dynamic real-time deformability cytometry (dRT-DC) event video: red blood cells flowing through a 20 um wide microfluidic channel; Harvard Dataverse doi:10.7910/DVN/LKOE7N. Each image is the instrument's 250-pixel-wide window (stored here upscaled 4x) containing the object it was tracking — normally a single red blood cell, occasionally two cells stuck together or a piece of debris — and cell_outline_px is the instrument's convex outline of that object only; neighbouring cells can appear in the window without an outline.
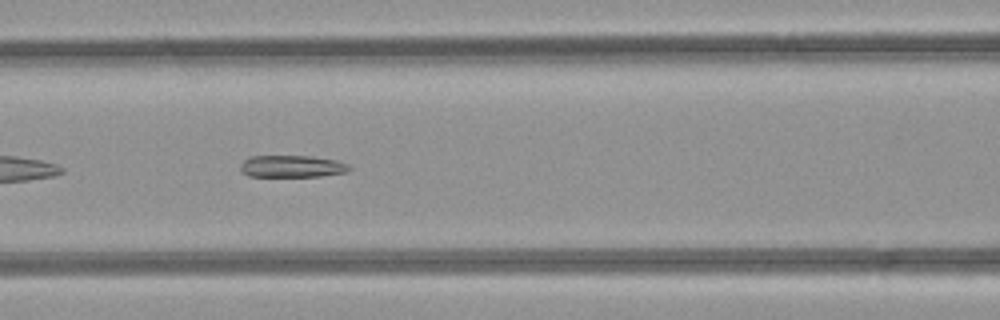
{"species": "common noctule bat (a hibernating species)", "species_latin": "Nyctalus noctula", "temperature_condition": "room temperature", "stored_images_in_passage": 35, "camera_frame_rate_fps": 3000, "um_per_image_px": 0.085, "animal": {"sex": "female", "body_mass_g": 21.9}, "frame": {"image": 1, "passage_image": 7, "time_ms": 2.0, "image_size_px": [1000, 320], "cell_outline_px": [[352, 168], [348, 172], [320, 176], [248, 176], [240, 172], [240, 164], [248, 156], [312, 156], [336, 160], [348, 164]], "centroid_in_image_um": [24.8, 14.13], "position_along_channel_um": 141.8, "area_um2": 14.1}}
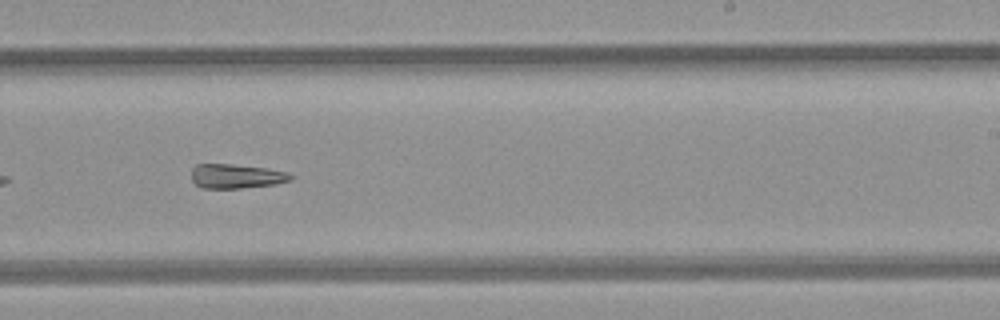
{"frame": {"image": 2, "passage_image": 16, "time_ms": 5.0, "image_size_px": [1000, 320], "cell_outline_px": [[292, 180], [276, 184], [240, 188], [200, 188], [192, 180], [192, 168], [196, 164], [232, 164], [268, 168], [288, 172], [292, 176]], "centroid_in_image_um": [20.08, 14.97], "position_along_channel_um": 268.9, "area_um2": 14.16}}
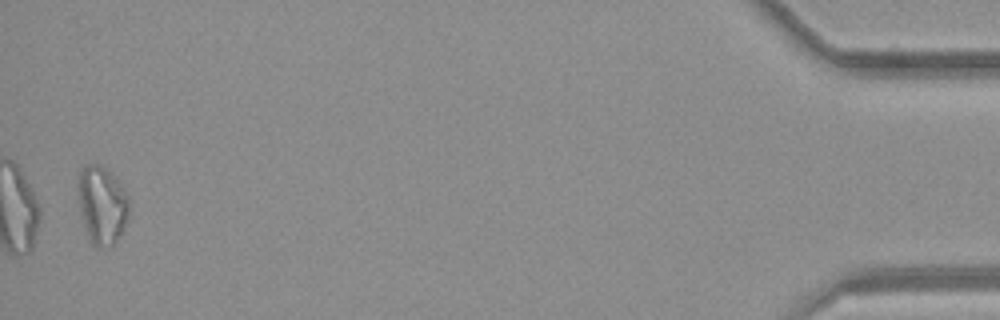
{"frame": {"image": 3, "passage_image": 34, "time_ms": 11.0, "image_size_px": [1000, 320], "cell_outline_px": [[128, 220], [124, 228], [112, 244], [100, 248], [96, 248], [92, 244], [88, 236], [80, 216], [76, 184], [80, 168], [88, 164], [96, 164], [104, 168], [120, 184], [128, 196]], "centroid_in_image_um": [8.62, 17.42], "position_along_channel_um": 426.6, "area_um2": 23.24}, "authors_computed_cell_mechanics": {"area_um2": 15.7794, "velocity_mm_per_s": 4.2453, "shape_relaxation_time_tau1_ms": 7.2457, "shape_relaxation_time_tau2_ms": null, "deformation_change_tau1": 0.2004, "deformation_change_tau2": null}}